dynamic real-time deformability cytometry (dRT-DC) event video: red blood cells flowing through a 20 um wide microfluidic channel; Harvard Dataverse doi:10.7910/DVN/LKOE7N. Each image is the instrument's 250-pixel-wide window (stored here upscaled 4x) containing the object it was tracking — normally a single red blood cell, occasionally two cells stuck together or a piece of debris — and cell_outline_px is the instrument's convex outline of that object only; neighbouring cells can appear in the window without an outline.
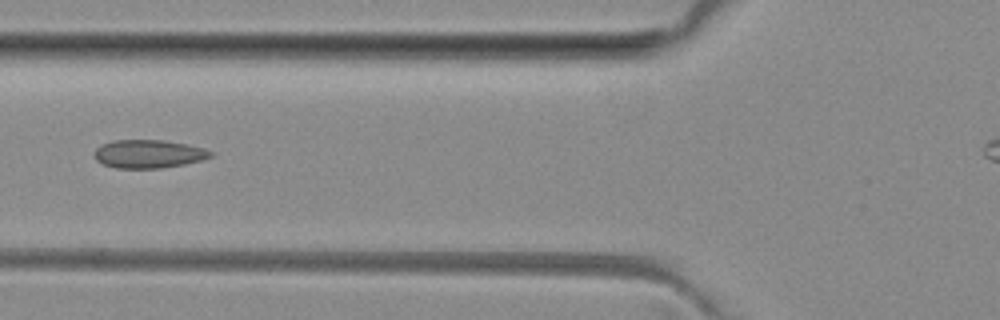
{"species": "common noctule bat (a hibernating species)", "species_latin": "Nyctalus noctula", "temperature_condition": "room temperature", "stored_images_in_passage": 4, "camera_frame_rate_fps": 3000, "um_per_image_px": 0.085, "animal": {"sex": "female", "body_mass_g": 29.2, "forearm_length_mm": 56.3}, "frame": {"image": 1, "passage_image": 3, "time_ms": 2.333, "image_size_px": [1000, 320], "cell_outline_px": [[212, 156], [200, 160], [184, 164], [160, 168], [116, 168], [104, 164], [96, 160], [92, 156], [92, 152], [100, 144], [112, 140], [164, 140], [188, 144], [204, 148], [212, 152]], "centroid_in_image_um": [12.57, 13.07], "position_along_channel_um": 113.2, "area_um2": 19.31}}
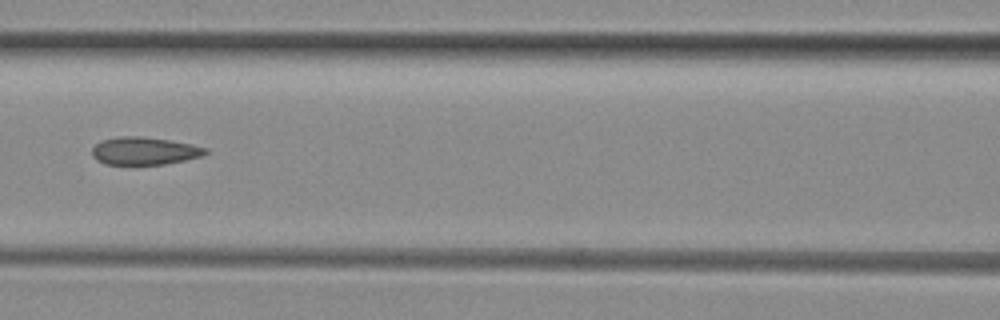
{"frame": {"image": 2, "passage_image": 4, "time_ms": 3.333, "image_size_px": [1000, 320], "cell_outline_px": [[208, 152], [204, 156], [164, 164], [104, 164], [96, 160], [92, 156], [92, 148], [100, 140], [120, 136], [140, 136], [168, 140], [192, 144], [208, 148]], "centroid_in_image_um": [12.27, 12.82], "position_along_channel_um": 154.3, "area_um2": 18.38}}